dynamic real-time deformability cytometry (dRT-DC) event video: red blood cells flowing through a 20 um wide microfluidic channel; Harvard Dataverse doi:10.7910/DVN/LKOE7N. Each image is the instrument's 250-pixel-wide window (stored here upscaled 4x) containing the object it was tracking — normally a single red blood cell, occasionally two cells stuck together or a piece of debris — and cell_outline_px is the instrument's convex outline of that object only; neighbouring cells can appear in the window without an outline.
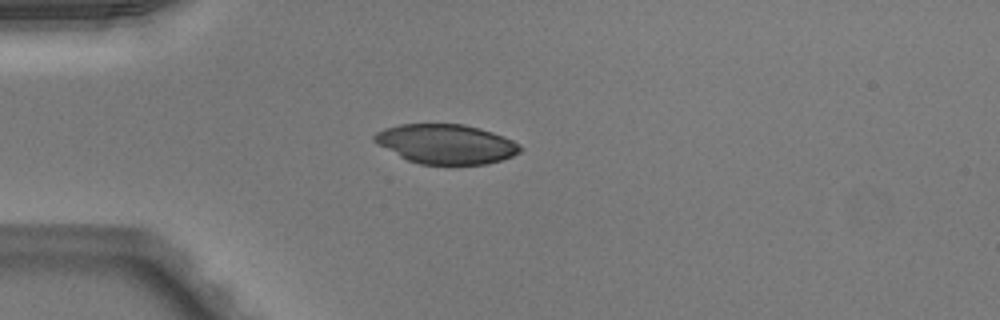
{"species": "Egyptian fruit bat (a non-hibernating species)", "species_latin": "Rousettus aegyptiacus", "temperature_condition": "warm", "stored_images_in_passage": 37, "camera_frame_rate_fps": 3000, "um_per_image_px": 0.085, "animal": {"sex": "male"}, "frame": {"image": 1, "passage_image": 1, "time_ms": 0.0, "image_size_px": [1000, 320], "cell_outline_px": [[524, 148], [520, 152], [512, 156], [500, 160], [484, 164], [420, 164], [408, 160], [400, 156], [372, 140], [372, 136], [376, 132], [384, 128], [400, 124], [464, 124], [480, 128], [504, 136], [520, 144]], "centroid_in_image_um": [37.93, 12.23], "position_along_channel_um": 47.1, "area_um2": 33.47}}
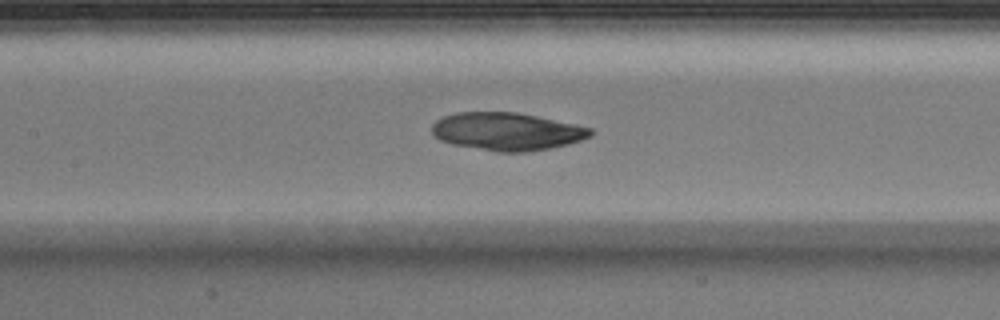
{"frame": {"image": 2, "passage_image": 11, "time_ms": 3.333, "image_size_px": [1000, 320], "cell_outline_px": [[596, 132], [592, 136], [568, 144], [548, 148], [524, 152], [496, 152], [452, 144], [440, 140], [432, 136], [432, 124], [436, 120], [444, 116], [456, 112], [516, 112], [576, 124], [592, 128]], "centroid_in_image_um": [43.08, 11.17], "position_along_channel_um": 164.3, "area_um2": 35.08}}
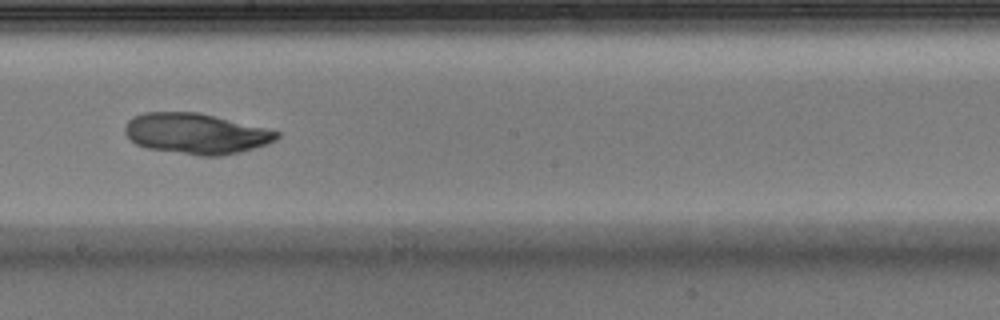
{"frame": {"image": 3, "passage_image": 16, "time_ms": 5.0, "image_size_px": [1000, 320], "cell_outline_px": [[280, 136], [276, 140], [268, 144], [240, 152], [224, 156], [200, 156], [148, 148], [136, 144], [124, 132], [124, 124], [132, 116], [144, 112], [200, 112], [280, 132]], "centroid_in_image_um": [16.65, 11.35], "position_along_channel_um": 231.6, "area_um2": 36.07}}